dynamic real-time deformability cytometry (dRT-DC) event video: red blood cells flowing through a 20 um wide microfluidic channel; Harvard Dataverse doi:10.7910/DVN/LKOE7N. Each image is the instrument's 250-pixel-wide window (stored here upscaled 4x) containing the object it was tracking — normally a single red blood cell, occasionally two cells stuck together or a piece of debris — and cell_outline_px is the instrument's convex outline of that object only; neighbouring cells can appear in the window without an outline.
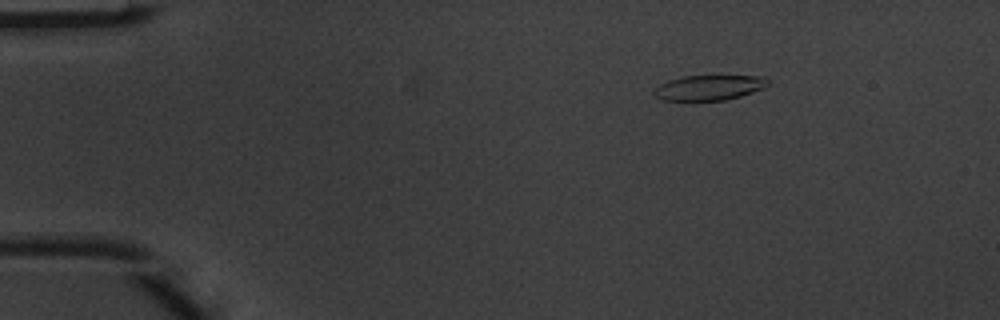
{"species": "common noctule bat (a hibernating species)", "species_latin": "Nyctalus noctula", "temperature_condition": "warm", "stored_images_in_passage": 5, "camera_frame_rate_fps": 3000, "um_per_image_px": 0.085, "animal": {"sex": "male", "body_mass_g": 20.1, "forearm_length_mm": 53.5}, "frame": {"image": 1, "passage_image": 3, "time_ms": 0.667, "image_size_px": [1000, 320], "cell_outline_px": [[772, 80], [764, 88], [740, 96], [724, 100], [664, 100], [656, 96], [652, 92], [660, 84], [668, 80], [680, 76], [764, 76]], "centroid_in_image_um": [60.3, 7.43], "position_along_channel_um": 24.7, "area_um2": 16.65}}